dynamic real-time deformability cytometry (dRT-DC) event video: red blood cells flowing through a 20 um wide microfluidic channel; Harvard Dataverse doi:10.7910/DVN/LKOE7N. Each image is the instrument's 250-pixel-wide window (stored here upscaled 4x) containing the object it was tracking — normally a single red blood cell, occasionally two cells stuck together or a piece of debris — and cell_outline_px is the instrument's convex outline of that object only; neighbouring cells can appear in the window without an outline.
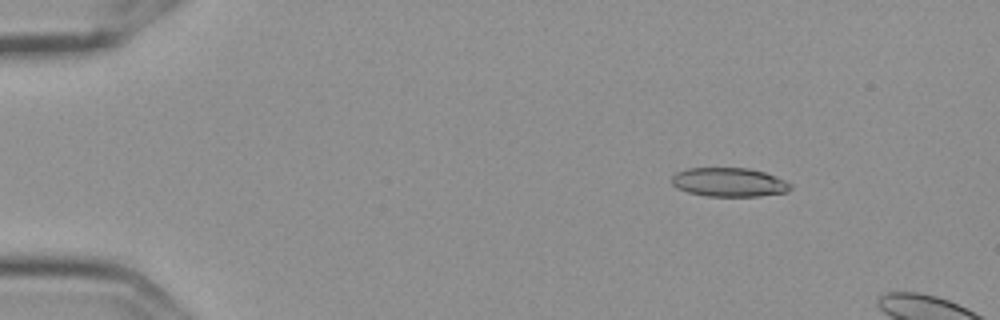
{"species": "Egyptian fruit bat (a non-hibernating species)", "species_latin": "Rousettus aegyptiacus", "temperature_condition": "cold", "stored_images_in_passage": 3, "camera_frame_rate_fps": 3000, "um_per_image_px": 0.085, "frame": {"image": 1, "passage_image": 1, "time_ms": 0.0, "image_size_px": [1000, 320], "cell_outline_px": [[792, 188], [788, 192], [760, 196], [708, 196], [688, 192], [676, 188], [672, 184], [672, 176], [676, 172], [688, 168], [748, 168], [764, 172], [784, 180], [792, 184]], "centroid_in_image_um": [61.97, 15.49], "position_along_channel_um": 23.0, "area_um2": 20.06}}